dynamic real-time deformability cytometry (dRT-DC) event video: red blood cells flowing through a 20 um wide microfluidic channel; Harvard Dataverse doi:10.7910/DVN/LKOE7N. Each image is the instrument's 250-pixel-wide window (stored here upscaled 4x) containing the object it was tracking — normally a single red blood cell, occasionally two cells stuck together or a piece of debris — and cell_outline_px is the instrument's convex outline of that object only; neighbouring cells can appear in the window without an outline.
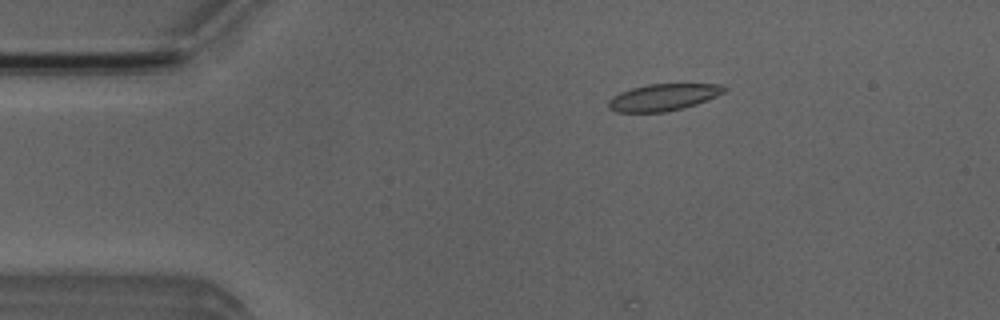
{"species": "Egyptian fruit bat (a non-hibernating species)", "species_latin": "Rousettus aegyptiacus", "temperature_condition": "room temperature", "stored_images_in_passage": 22, "camera_frame_rate_fps": 3000, "um_per_image_px": 0.085, "animal": {"sex": "male"}, "frame": {"image": 1, "passage_image": 9, "time_ms": 2.667, "image_size_px": [1000, 320], "cell_outline_px": [[728, 88], [724, 92], [716, 96], [696, 104], [664, 112], [616, 112], [608, 108], [608, 100], [612, 96], [620, 92], [632, 88], [648, 84], [724, 84]], "centroid_in_image_um": [56.36, 8.26], "position_along_channel_um": 28.6, "area_um2": 18.03}}